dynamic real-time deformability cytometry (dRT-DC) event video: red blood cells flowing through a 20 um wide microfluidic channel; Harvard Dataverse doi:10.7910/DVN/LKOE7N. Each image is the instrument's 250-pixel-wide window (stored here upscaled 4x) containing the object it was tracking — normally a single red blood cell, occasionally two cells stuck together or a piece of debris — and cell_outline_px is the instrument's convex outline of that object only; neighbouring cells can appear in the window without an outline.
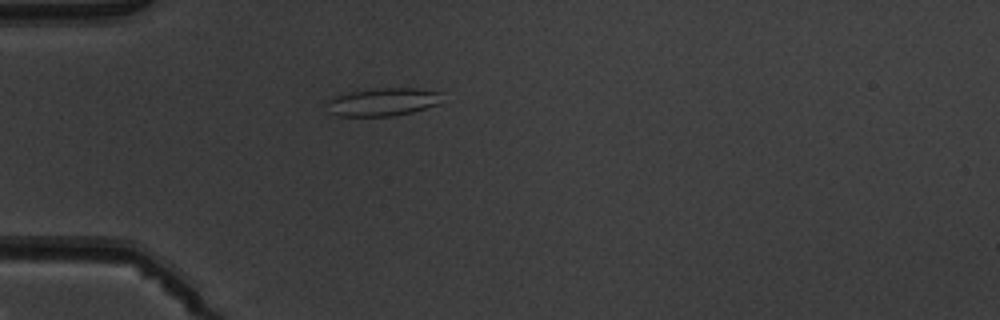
{"species": "common noctule bat (a hibernating species)", "species_latin": "Nyctalus noctula", "temperature_condition": "warm", "stored_images_in_passage": 2, "camera_frame_rate_fps": 3000, "um_per_image_px": 0.085, "animal": {"sex": "male", "body_mass_g": 19.5, "forearm_length_mm": 54.6}, "frame": {"image": 1, "passage_image": 2, "time_ms": 1.333, "image_size_px": [1000, 320], "cell_outline_px": [[444, 92], [436, 104], [412, 112], [392, 116], [336, 116], [328, 112], [324, 104], [332, 96], [372, 88], [416, 88]], "centroid_in_image_um": [32.46, 8.66], "position_along_channel_um": 52.5, "area_um2": 18.96}}